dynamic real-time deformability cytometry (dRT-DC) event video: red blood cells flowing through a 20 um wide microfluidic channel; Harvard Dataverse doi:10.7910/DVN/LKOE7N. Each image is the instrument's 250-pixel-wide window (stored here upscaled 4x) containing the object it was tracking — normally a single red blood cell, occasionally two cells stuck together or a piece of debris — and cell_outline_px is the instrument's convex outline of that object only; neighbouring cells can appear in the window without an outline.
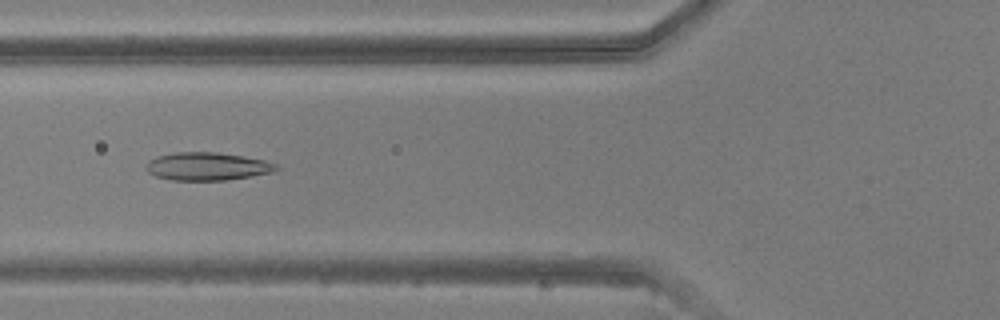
{"species": "common noctule bat (a hibernating species)", "species_latin": "Nyctalus noctula", "temperature_condition": "warm", "stored_images_in_passage": 49, "camera_frame_rate_fps": 3000, "um_per_image_px": 0.085, "animal": {"sex": "male", "body_mass_g": 20.5, "forearm_length_mm": 52.5}, "frame": {"image": 1, "passage_image": 18, "time_ms": 5.667, "image_size_px": [1000, 320], "cell_outline_px": [[280, 168], [272, 172], [252, 176], [224, 180], [172, 180], [156, 176], [148, 172], [144, 168], [148, 160], [156, 156], [176, 152], [216, 152], [244, 156], [264, 160], [276, 164]], "centroid_in_image_um": [17.59, 14.13], "position_along_channel_um": 108.2, "area_um2": 21.27}}
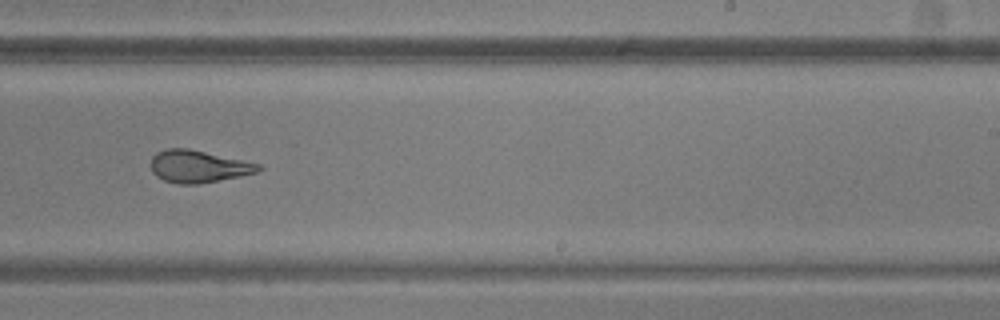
{"frame": {"image": 2, "passage_image": 30, "time_ms": 9.667, "image_size_px": [1000, 320], "cell_outline_px": [[264, 168], [256, 172], [240, 176], [196, 184], [180, 184], [164, 180], [156, 176], [152, 172], [152, 156], [156, 152], [168, 148], [188, 148], [260, 164]], "centroid_in_image_um": [16.84, 14.14], "position_along_channel_um": 272.2, "area_um2": 20.0}}
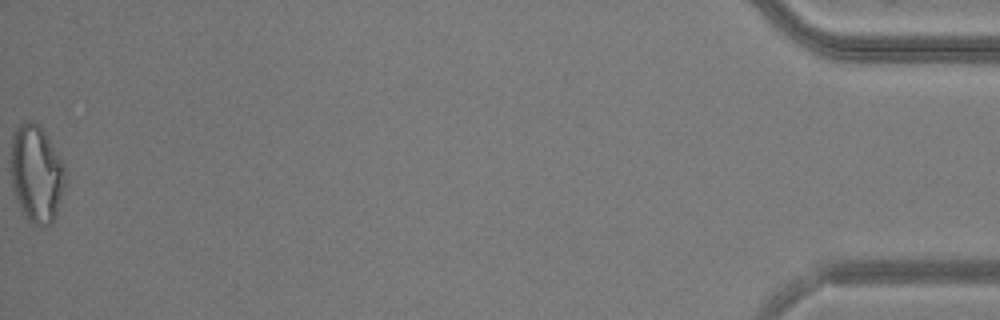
{"frame": {"image": 3, "passage_image": 49, "time_ms": 16.0, "image_size_px": [1000, 320], "cell_outline_px": [[64, 188], [56, 216], [52, 224], [48, 228], [40, 228], [32, 224], [28, 220], [20, 208], [12, 184], [12, 132], [20, 124], [28, 120], [32, 120], [40, 124], [64, 164]], "centroid_in_image_um": [3.11, 14.8], "position_along_channel_um": 432.1, "area_um2": 30.98}}